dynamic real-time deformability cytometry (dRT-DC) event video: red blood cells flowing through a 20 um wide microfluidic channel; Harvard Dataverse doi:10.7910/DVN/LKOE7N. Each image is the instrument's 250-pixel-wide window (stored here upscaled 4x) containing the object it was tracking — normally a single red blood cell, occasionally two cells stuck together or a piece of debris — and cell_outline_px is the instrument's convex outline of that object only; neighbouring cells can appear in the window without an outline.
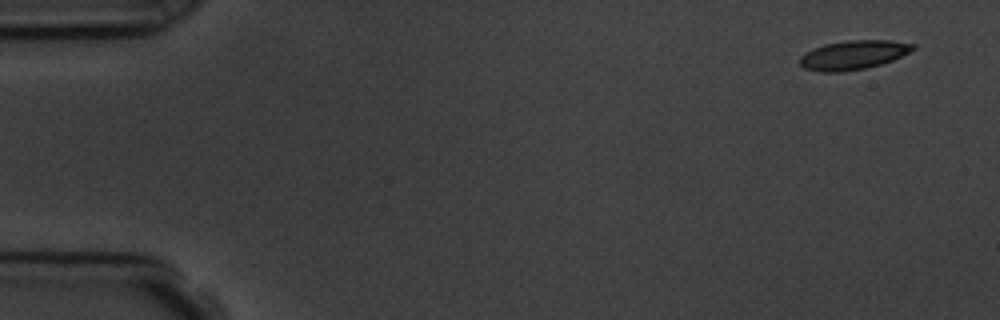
{"species": "common noctule bat (a hibernating species)", "species_latin": "Nyctalus noctula", "temperature_condition": "room temperature", "stored_images_in_passage": 4, "camera_frame_rate_fps": 3000, "um_per_image_px": 0.085, "animal": {"sex": "male", "body_mass_g": 19.5, "forearm_length_mm": 54.6}, "frame": {"image": 1, "passage_image": 1, "time_ms": 0.0, "image_size_px": [1000, 320], "cell_outline_px": [[916, 48], [892, 60], [880, 64], [864, 68], [840, 72], [820, 72], [804, 68], [800, 64], [800, 56], [824, 44], [848, 40], [888, 40], [916, 44]], "centroid_in_image_um": [72.54, 4.67], "position_along_channel_um": 12.5, "area_um2": 18.9}}